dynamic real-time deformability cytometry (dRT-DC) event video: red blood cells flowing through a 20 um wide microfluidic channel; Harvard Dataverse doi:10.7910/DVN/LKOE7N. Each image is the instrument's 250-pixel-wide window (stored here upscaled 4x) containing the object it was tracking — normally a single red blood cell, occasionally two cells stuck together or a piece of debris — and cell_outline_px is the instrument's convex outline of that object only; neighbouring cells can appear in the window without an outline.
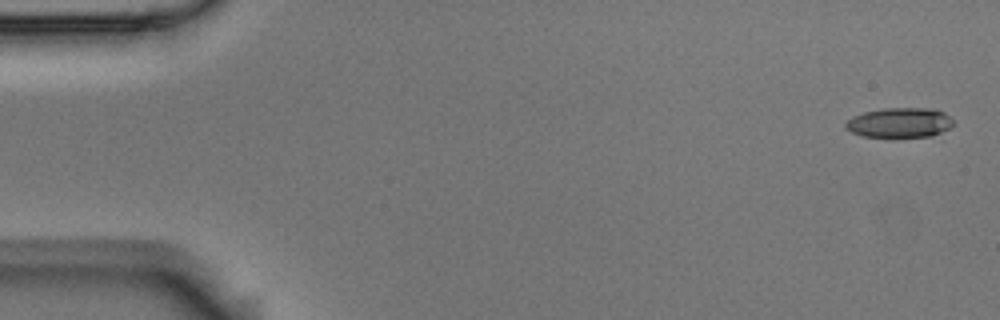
{"species": "Egyptian fruit bat (a non-hibernating species)", "species_latin": "Rousettus aegyptiacus", "temperature_condition": "room temperature", "stored_images_in_passage": 6, "camera_frame_rate_fps": 3000, "um_per_image_px": 0.085, "animal": {"sex": "male"}, "frame": {"image": 1, "passage_image": 1, "time_ms": 0.0, "image_size_px": [1000, 320], "cell_outline_px": [[952, 124], [948, 128], [932, 136], [860, 136], [844, 128], [844, 124], [852, 116], [864, 112], [884, 108], [936, 108], [944, 112], [952, 120]], "centroid_in_image_um": [76.43, 10.4], "position_along_channel_um": 8.6, "area_um2": 18.55}}
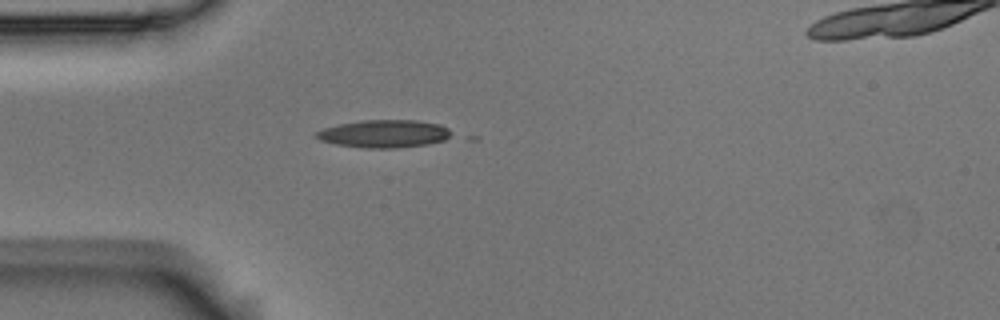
{"frame": {"image": 2, "passage_image": 5, "time_ms": 1.333, "image_size_px": [1000, 320], "cell_outline_px": [[452, 136], [444, 140], [428, 144], [396, 148], [364, 148], [336, 144], [320, 140], [316, 136], [316, 132], [324, 128], [340, 124], [364, 120], [416, 120], [440, 124], [448, 128], [452, 132]], "centroid_in_image_um": [32.7, 11.37], "position_along_channel_um": 52.3, "area_um2": 21.79}}